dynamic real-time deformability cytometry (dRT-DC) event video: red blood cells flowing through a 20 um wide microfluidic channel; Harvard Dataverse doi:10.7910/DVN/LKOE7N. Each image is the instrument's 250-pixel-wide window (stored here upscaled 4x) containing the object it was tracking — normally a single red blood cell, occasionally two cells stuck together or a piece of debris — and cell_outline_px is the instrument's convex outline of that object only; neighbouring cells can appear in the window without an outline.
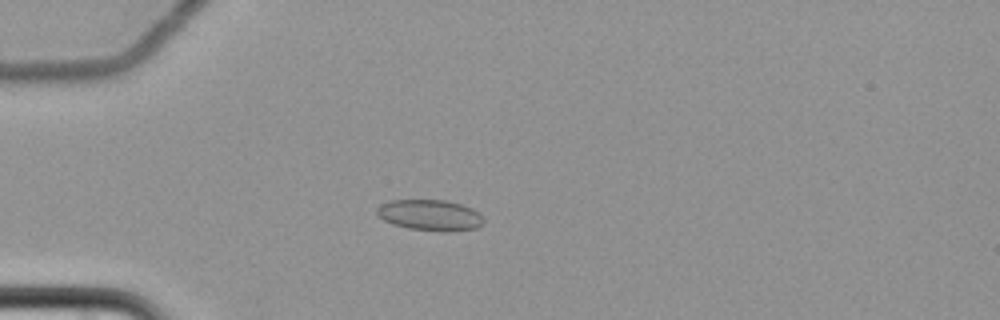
{"species": "common noctule bat (a hibernating species)", "species_latin": "Nyctalus noctula", "temperature_condition": "cold", "stored_images_in_passage": 45, "camera_frame_rate_fps": 3000, "um_per_image_px": 0.085, "animal": {"sex": "female", "body_mass_g": 22.7, "forearm_length_mm": 54.2}, "frame": {"image": 1, "passage_image": 2, "time_ms": 0.333, "image_size_px": [1000, 320], "cell_outline_px": [[484, 224], [476, 228], [452, 232], [444, 232], [408, 228], [392, 224], [384, 220], [376, 212], [376, 208], [380, 204], [388, 200], [444, 200], [460, 204], [472, 208], [484, 220]], "centroid_in_image_um": [36.54, 18.29], "position_along_channel_um": 48.5, "area_um2": 19.31}}
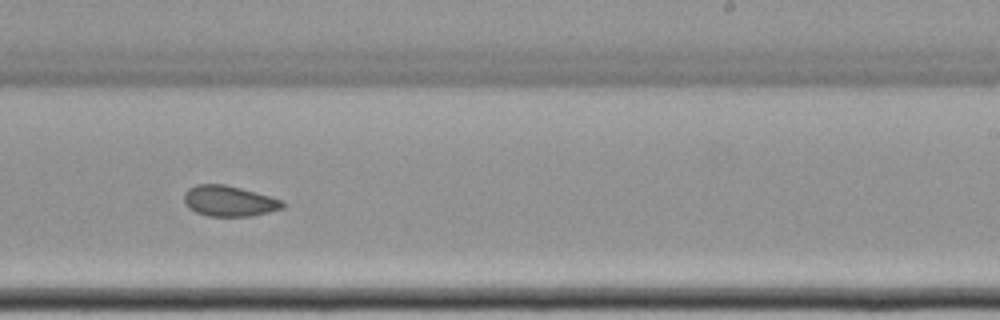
{"frame": {"image": 2, "passage_image": 23, "time_ms": 7.333, "image_size_px": [1000, 320], "cell_outline_px": [[284, 208], [268, 212], [248, 216], [208, 216], [196, 212], [188, 208], [184, 204], [184, 192], [188, 188], [196, 184], [224, 184], [240, 188], [284, 200]], "centroid_in_image_um": [19.44, 17.08], "position_along_channel_um": 269.6, "area_um2": 17.63}}
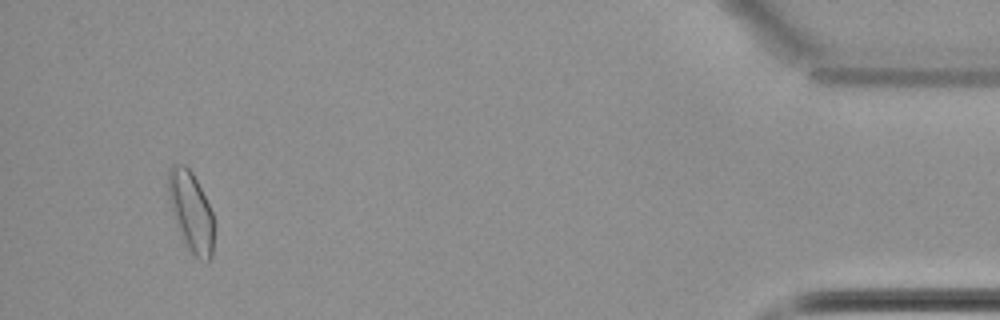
{"frame": {"image": 3, "passage_image": 42, "time_ms": 13.667, "image_size_px": [1000, 320], "cell_outline_px": [[216, 224], [212, 256], [208, 260], [200, 260], [184, 244], [176, 224], [168, 200], [168, 168], [172, 164], [184, 164], [192, 172], [212, 212]], "centroid_in_image_um": [16.24, 18.0], "position_along_channel_um": 419.0, "area_um2": 21.56}, "authors_computed_cell_mechanics": {"area_um2": 18.207, "velocity_mm_per_s": 3.4782, "shape_relaxation_time_tau1_ms": null, "shape_relaxation_time_tau2_ms": 5.9386, "deformation_change_tau1": null, "deformation_change_tau2": 0.0821}}